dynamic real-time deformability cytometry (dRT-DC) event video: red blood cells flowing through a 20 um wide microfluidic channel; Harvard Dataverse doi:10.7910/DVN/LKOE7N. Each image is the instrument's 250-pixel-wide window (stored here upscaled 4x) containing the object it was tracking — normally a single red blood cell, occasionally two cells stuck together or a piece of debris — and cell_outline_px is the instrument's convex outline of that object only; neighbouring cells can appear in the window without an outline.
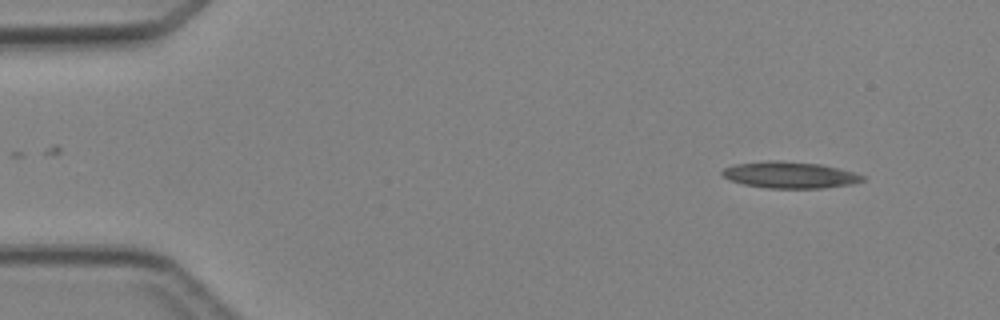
{"species": "Egyptian fruit bat (a non-hibernating species)", "species_latin": "Rousettus aegyptiacus", "temperature_condition": "cold", "stored_images_in_passage": 2, "camera_frame_rate_fps": 3000, "um_per_image_px": 0.085, "animal": {"sex": "female"}, "frame": {"image": 1, "passage_image": 2, "time_ms": 1.333, "image_size_px": [1000, 320], "cell_outline_px": [[864, 180], [852, 184], [824, 188], [768, 188], [744, 184], [728, 180], [720, 172], [724, 168], [732, 164], [764, 160], [784, 160], [820, 164], [840, 168], [864, 176]], "centroid_in_image_um": [67.09, 14.85], "position_along_channel_um": 17.9, "area_um2": 21.91}}